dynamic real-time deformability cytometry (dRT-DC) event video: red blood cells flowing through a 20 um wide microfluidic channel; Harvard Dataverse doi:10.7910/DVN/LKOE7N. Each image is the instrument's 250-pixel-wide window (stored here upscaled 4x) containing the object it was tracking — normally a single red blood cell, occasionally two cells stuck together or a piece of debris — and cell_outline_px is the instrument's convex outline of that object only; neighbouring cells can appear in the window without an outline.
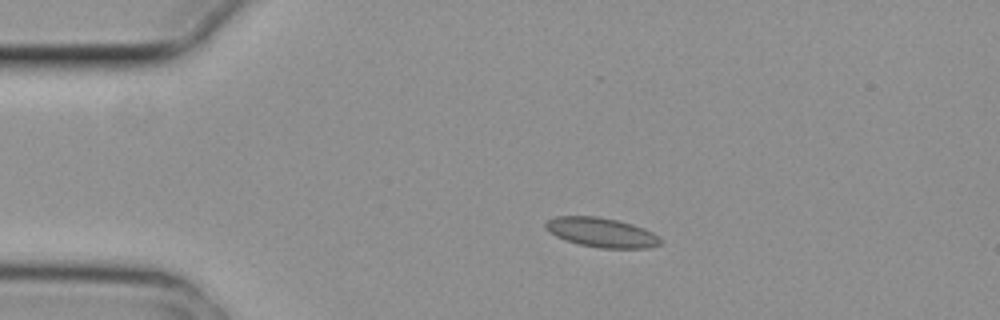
{"species": "common noctule bat (a hibernating species)", "species_latin": "Nyctalus noctula", "temperature_condition": "cold", "stored_images_in_passage": 6, "camera_frame_rate_fps": 3000, "um_per_image_px": 0.085, "animal": {"sex": "female", "body_mass_g": 29.2, "forearm_length_mm": 56.3}, "frame": {"image": 1, "passage_image": 3, "time_ms": 0.667, "image_size_px": [1000, 320], "cell_outline_px": [[664, 240], [660, 244], [652, 248], [600, 248], [580, 244], [564, 240], [556, 236], [544, 228], [544, 224], [548, 220], [556, 216], [596, 216], [616, 220], [632, 224], [644, 228], [660, 236]], "centroid_in_image_um": [51.15, 19.76], "position_along_channel_um": 33.8, "area_um2": 19.88}}
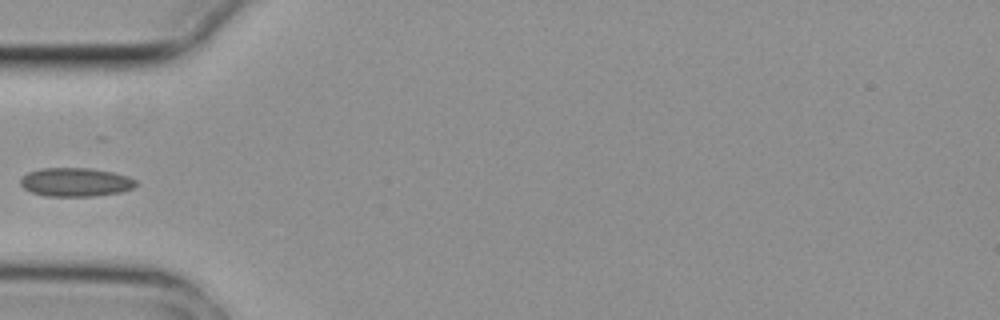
{"frame": {"image": 2, "passage_image": 5, "time_ms": 1.333, "image_size_px": [1000, 320], "cell_outline_px": [[140, 184], [132, 188], [120, 192], [92, 196], [44, 196], [32, 192], [24, 188], [20, 184], [20, 180], [28, 172], [40, 168], [92, 168], [112, 172], [128, 176], [136, 180]], "centroid_in_image_um": [6.44, 15.48], "position_along_channel_um": 78.6, "area_um2": 19.36}}
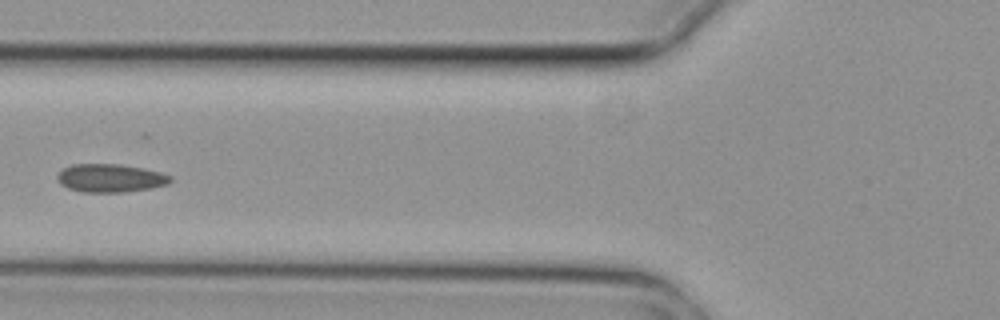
{"frame": {"image": 3, "passage_image": 6, "time_ms": 1.667, "image_size_px": [1000, 320], "cell_outline_px": [[172, 180], [168, 184], [148, 188], [124, 192], [80, 192], [68, 188], [60, 184], [56, 180], [56, 176], [64, 168], [72, 164], [120, 164], [144, 168], [160, 172], [172, 176]], "centroid_in_image_um": [9.36, 15.13], "position_along_channel_um": 116.4, "area_um2": 18.67}}